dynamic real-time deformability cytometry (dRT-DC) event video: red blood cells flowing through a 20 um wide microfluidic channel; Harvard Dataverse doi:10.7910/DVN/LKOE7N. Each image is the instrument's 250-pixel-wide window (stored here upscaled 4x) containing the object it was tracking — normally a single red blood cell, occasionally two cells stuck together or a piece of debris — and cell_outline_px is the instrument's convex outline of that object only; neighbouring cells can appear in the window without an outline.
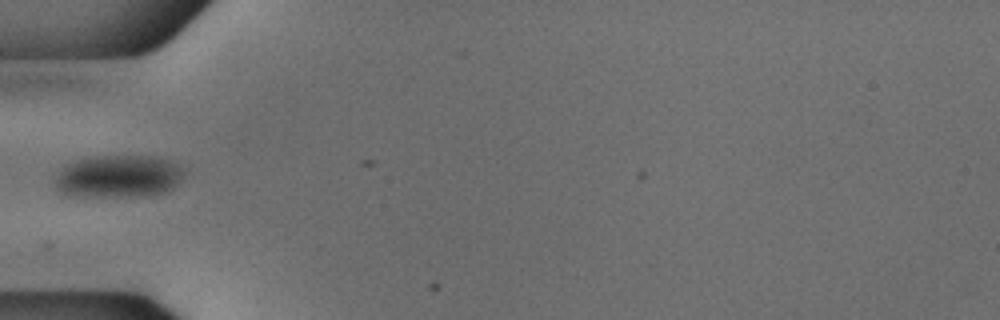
{"species": "common noctule bat (a hibernating species)", "species_latin": "Nyctalus noctula", "temperature_condition": "cold", "stored_images_in_passage": 2, "camera_frame_rate_fps": 3000, "um_per_image_px": 0.085, "animal": {"sex": "male", "body_mass_g": 18.8}, "frame": {"image": 1, "passage_image": 1, "time_ms": 0.0, "image_size_px": [1000, 320], "cell_outline_px": [[184, 176], [172, 188], [164, 192], [148, 196], [68, 196], [60, 192], [56, 188], [52, 180], [68, 164], [76, 160], [96, 156], [148, 156], [168, 160], [176, 164], [184, 172]], "centroid_in_image_um": [10.03, 15.01], "position_along_channel_um": 75.0, "area_um2": 31.91}}